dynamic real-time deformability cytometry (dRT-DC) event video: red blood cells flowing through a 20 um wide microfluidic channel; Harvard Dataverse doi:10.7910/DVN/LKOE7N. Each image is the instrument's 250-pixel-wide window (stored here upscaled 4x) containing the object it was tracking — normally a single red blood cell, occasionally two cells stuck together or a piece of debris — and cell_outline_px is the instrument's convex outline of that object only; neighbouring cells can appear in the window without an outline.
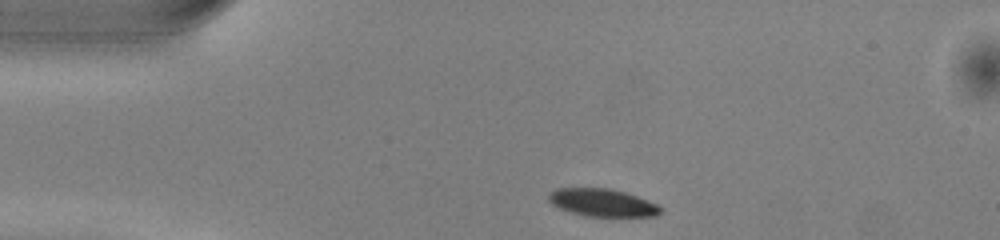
{"species": "common noctule bat (a hibernating species)", "species_latin": "Nyctalus noctula", "temperature_condition": "warm", "stored_images_in_passage": 41, "camera_frame_rate_fps": 3000, "um_per_image_px": 0.085, "animal": {"sex": "male", "body_mass_g": 13.0, "forearm_length_mm": 53.1}, "frame": {"image": 1, "passage_image": 1, "time_ms": 0.0, "image_size_px": [1000, 240], "cell_outline_px": [[660, 212], [656, 216], [584, 216], [560, 208], [552, 204], [548, 200], [548, 192], [556, 188], [608, 188], [624, 192], [648, 200], [656, 204], [660, 208]], "centroid_in_image_um": [51.15, 17.21], "position_along_channel_um": 33.8, "area_um2": 17.86}}
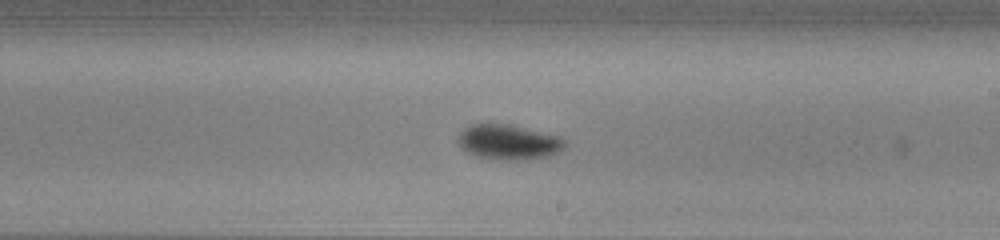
{"frame": {"image": 2, "passage_image": 20, "time_ms": 6.333, "image_size_px": [1000, 240], "cell_outline_px": [[564, 148], [560, 152], [548, 156], [520, 160], [508, 160], [476, 156], [460, 148], [456, 140], [460, 132], [464, 128], [472, 124], [488, 120], [512, 124], [560, 136], [564, 140]], "centroid_in_image_um": [43.17, 12.02], "position_along_channel_um": 245.8, "area_um2": 22.48}}
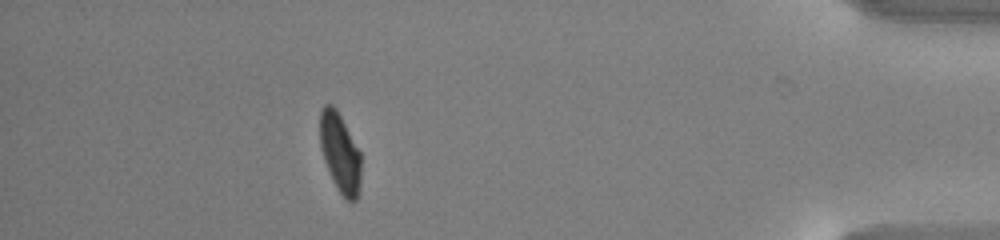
{"frame": {"image": 3, "passage_image": 36, "time_ms": 11.667, "image_size_px": [1000, 240], "cell_outline_px": [[360, 188], [356, 200], [348, 200], [336, 188], [332, 180], [324, 160], [320, 144], [320, 112], [324, 104], [332, 104], [336, 108], [360, 152]], "centroid_in_image_um": [28.89, 12.98], "position_along_channel_um": 406.3, "area_um2": 18.79}, "authors_computed_cell_mechanics": {"area_um2": 20.5768, "velocity_mm_per_s": 4.0288, "shape_relaxation_time_tau1_ms": 1.5588, "shape_relaxation_time_tau2_ms": 2.6393, "deformation_change_tau1": 0.154, "deformation_change_tau2": 0.0574}}